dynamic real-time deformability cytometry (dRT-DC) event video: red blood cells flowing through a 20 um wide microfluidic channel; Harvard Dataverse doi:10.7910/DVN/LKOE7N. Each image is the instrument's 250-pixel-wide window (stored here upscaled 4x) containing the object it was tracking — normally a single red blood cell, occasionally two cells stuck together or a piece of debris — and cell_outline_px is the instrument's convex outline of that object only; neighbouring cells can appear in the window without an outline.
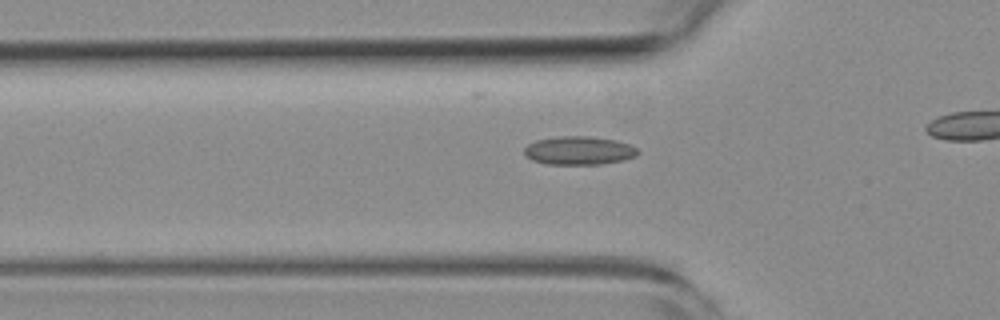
{"species": "common noctule bat (a hibernating species)", "species_latin": "Nyctalus noctula", "temperature_condition": "room temperature", "stored_images_in_passage": 40, "camera_frame_rate_fps": 3000, "um_per_image_px": 0.085, "animal": {"sex": "female", "body_mass_g": 19.3, "forearm_length_mm": 54.1}, "frame": {"image": 1, "passage_image": 15, "time_ms": 4.667, "image_size_px": [1000, 320], "cell_outline_px": [[640, 152], [636, 156], [620, 160], [600, 164], [548, 164], [532, 160], [524, 156], [524, 148], [528, 144], [536, 140], [556, 136], [588, 136], [616, 140], [628, 144], [636, 148]], "centroid_in_image_um": [49.17, 12.79], "position_along_channel_um": 76.6, "area_um2": 18.79}}
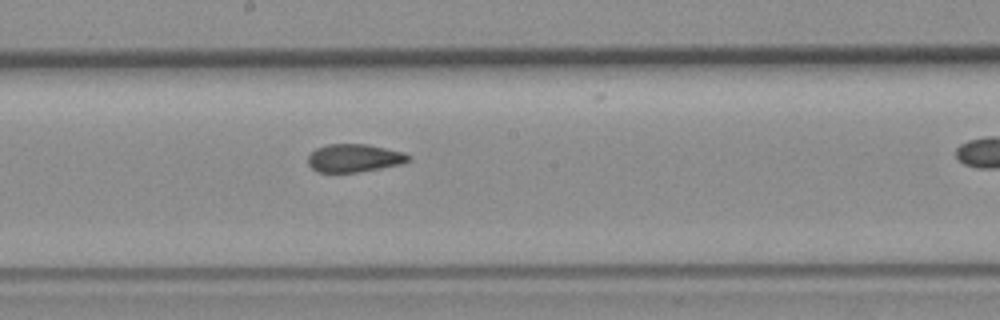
{"frame": {"image": 2, "passage_image": 26, "time_ms": 8.333, "image_size_px": [1000, 320], "cell_outline_px": [[412, 156], [408, 160], [400, 164], [380, 168], [356, 172], [316, 172], [308, 164], [308, 156], [316, 148], [328, 144], [368, 144], [404, 152]], "centroid_in_image_um": [30.09, 13.43], "position_along_channel_um": 218.1, "area_um2": 16.36}}
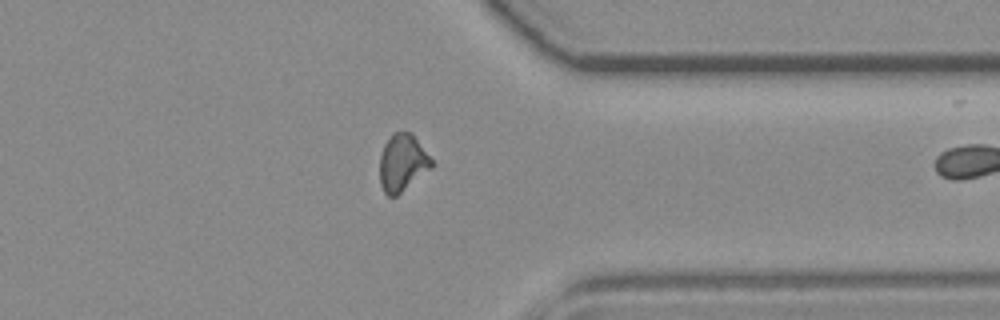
{"frame": {"image": 3, "passage_image": 39, "time_ms": 12.667, "image_size_px": [1000, 320], "cell_outline_px": [[436, 164], [432, 168], [396, 196], [388, 196], [384, 192], [380, 184], [380, 156], [384, 144], [392, 132], [412, 132]], "centroid_in_image_um": [34.23, 13.82], "position_along_channel_um": 377.2, "area_um2": 17.46}}